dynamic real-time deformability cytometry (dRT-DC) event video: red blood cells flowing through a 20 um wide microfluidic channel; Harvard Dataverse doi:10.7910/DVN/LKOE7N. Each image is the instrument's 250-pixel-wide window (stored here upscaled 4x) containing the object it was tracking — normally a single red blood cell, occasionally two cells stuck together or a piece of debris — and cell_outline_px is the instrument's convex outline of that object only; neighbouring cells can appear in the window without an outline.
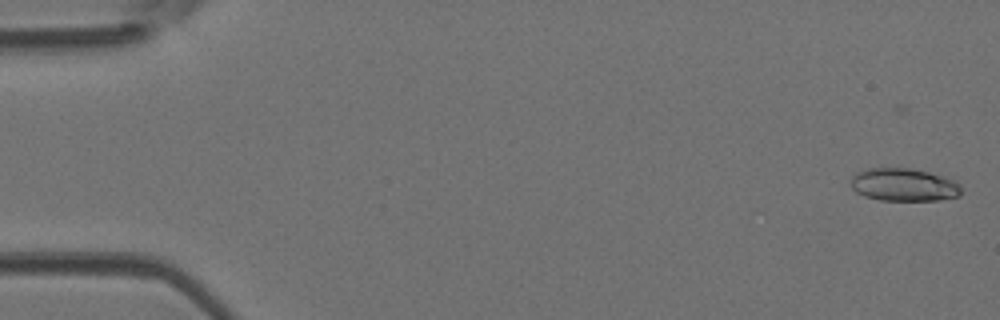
{"species": "Egyptian fruit bat (a non-hibernating species)", "species_latin": "Rousettus aegyptiacus", "temperature_condition": "room temperature", "stored_images_in_passage": 14, "camera_frame_rate_fps": 3000, "um_per_image_px": 0.085, "animal": {"sex": "female"}, "frame": {"image": 1, "passage_image": 1, "time_ms": 0.0, "image_size_px": [1000, 320], "cell_outline_px": [[960, 196], [940, 200], [880, 200], [864, 196], [856, 192], [852, 188], [852, 176], [856, 172], [868, 168], [912, 168], [944, 176], [960, 184]], "centroid_in_image_um": [76.82, 15.7], "position_along_channel_um": 8.2, "area_um2": 21.15}}